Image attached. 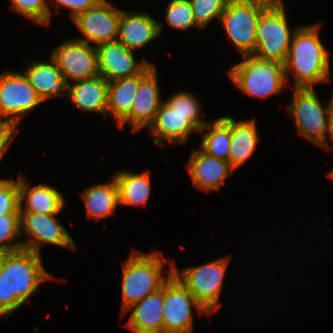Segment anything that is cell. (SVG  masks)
<instances>
[{"label":"cell","mask_w":333,"mask_h":333,"mask_svg":"<svg viewBox=\"0 0 333 333\" xmlns=\"http://www.w3.org/2000/svg\"><path fill=\"white\" fill-rule=\"evenodd\" d=\"M40 253L27 249L3 253L0 275V317L28 301L42 282L55 280L43 267Z\"/></svg>","instance_id":"obj_1"},{"label":"cell","mask_w":333,"mask_h":333,"mask_svg":"<svg viewBox=\"0 0 333 333\" xmlns=\"http://www.w3.org/2000/svg\"><path fill=\"white\" fill-rule=\"evenodd\" d=\"M319 28L316 23L300 26L295 31L284 62L287 84L290 71L293 74V88H314L318 83L331 80L330 55L320 40Z\"/></svg>","instance_id":"obj_2"},{"label":"cell","mask_w":333,"mask_h":333,"mask_svg":"<svg viewBox=\"0 0 333 333\" xmlns=\"http://www.w3.org/2000/svg\"><path fill=\"white\" fill-rule=\"evenodd\" d=\"M164 263L161 251H154L153 253L132 251L122 269L121 315L131 305L163 287L174 270V261L169 262L168 276H163Z\"/></svg>","instance_id":"obj_3"},{"label":"cell","mask_w":333,"mask_h":333,"mask_svg":"<svg viewBox=\"0 0 333 333\" xmlns=\"http://www.w3.org/2000/svg\"><path fill=\"white\" fill-rule=\"evenodd\" d=\"M242 57L243 61L228 71L230 79L242 93L266 99L287 86L283 63L259 59L253 54Z\"/></svg>","instance_id":"obj_4"},{"label":"cell","mask_w":333,"mask_h":333,"mask_svg":"<svg viewBox=\"0 0 333 333\" xmlns=\"http://www.w3.org/2000/svg\"><path fill=\"white\" fill-rule=\"evenodd\" d=\"M284 5H268L261 13L256 28V51L263 60L285 62L295 30H290Z\"/></svg>","instance_id":"obj_5"},{"label":"cell","mask_w":333,"mask_h":333,"mask_svg":"<svg viewBox=\"0 0 333 333\" xmlns=\"http://www.w3.org/2000/svg\"><path fill=\"white\" fill-rule=\"evenodd\" d=\"M315 88H293L292 101L287 110L294 119L299 135L326 150H330L327 137L328 104L322 103L314 92Z\"/></svg>","instance_id":"obj_6"},{"label":"cell","mask_w":333,"mask_h":333,"mask_svg":"<svg viewBox=\"0 0 333 333\" xmlns=\"http://www.w3.org/2000/svg\"><path fill=\"white\" fill-rule=\"evenodd\" d=\"M230 257L188 267L179 271L174 263L173 273L187 287L194 298L210 314L220 307V293Z\"/></svg>","instance_id":"obj_7"},{"label":"cell","mask_w":333,"mask_h":333,"mask_svg":"<svg viewBox=\"0 0 333 333\" xmlns=\"http://www.w3.org/2000/svg\"><path fill=\"white\" fill-rule=\"evenodd\" d=\"M268 5L257 0H229L220 22L232 43L243 55L256 51V28L260 13Z\"/></svg>","instance_id":"obj_8"},{"label":"cell","mask_w":333,"mask_h":333,"mask_svg":"<svg viewBox=\"0 0 333 333\" xmlns=\"http://www.w3.org/2000/svg\"><path fill=\"white\" fill-rule=\"evenodd\" d=\"M193 308L209 316L187 287L173 273L164 283V333H192Z\"/></svg>","instance_id":"obj_9"},{"label":"cell","mask_w":333,"mask_h":333,"mask_svg":"<svg viewBox=\"0 0 333 333\" xmlns=\"http://www.w3.org/2000/svg\"><path fill=\"white\" fill-rule=\"evenodd\" d=\"M43 103L24 73L11 70L0 74V123L18 126L29 111Z\"/></svg>","instance_id":"obj_10"},{"label":"cell","mask_w":333,"mask_h":333,"mask_svg":"<svg viewBox=\"0 0 333 333\" xmlns=\"http://www.w3.org/2000/svg\"><path fill=\"white\" fill-rule=\"evenodd\" d=\"M67 83L94 78L99 74L96 47L75 38L65 39L50 53Z\"/></svg>","instance_id":"obj_11"},{"label":"cell","mask_w":333,"mask_h":333,"mask_svg":"<svg viewBox=\"0 0 333 333\" xmlns=\"http://www.w3.org/2000/svg\"><path fill=\"white\" fill-rule=\"evenodd\" d=\"M58 214L46 215L42 213L20 212L21 235H29L28 240H22L23 249L40 253L45 243L58 247L75 250V243L68 231L56 219Z\"/></svg>","instance_id":"obj_12"},{"label":"cell","mask_w":333,"mask_h":333,"mask_svg":"<svg viewBox=\"0 0 333 333\" xmlns=\"http://www.w3.org/2000/svg\"><path fill=\"white\" fill-rule=\"evenodd\" d=\"M122 10L110 3H97L72 20L84 38H75L85 43L100 44L116 41Z\"/></svg>","instance_id":"obj_13"},{"label":"cell","mask_w":333,"mask_h":333,"mask_svg":"<svg viewBox=\"0 0 333 333\" xmlns=\"http://www.w3.org/2000/svg\"><path fill=\"white\" fill-rule=\"evenodd\" d=\"M159 96L157 69L151 63L139 74V86L130 114L118 126L123 128L128 123L134 132L148 128L163 102Z\"/></svg>","instance_id":"obj_14"},{"label":"cell","mask_w":333,"mask_h":333,"mask_svg":"<svg viewBox=\"0 0 333 333\" xmlns=\"http://www.w3.org/2000/svg\"><path fill=\"white\" fill-rule=\"evenodd\" d=\"M99 74L108 82L141 74L151 63L138 62L134 52L118 40L96 47Z\"/></svg>","instance_id":"obj_15"},{"label":"cell","mask_w":333,"mask_h":333,"mask_svg":"<svg viewBox=\"0 0 333 333\" xmlns=\"http://www.w3.org/2000/svg\"><path fill=\"white\" fill-rule=\"evenodd\" d=\"M186 168L192 185L206 192L219 191L230 173L234 170L230 163L211 156L200 149H192Z\"/></svg>","instance_id":"obj_16"},{"label":"cell","mask_w":333,"mask_h":333,"mask_svg":"<svg viewBox=\"0 0 333 333\" xmlns=\"http://www.w3.org/2000/svg\"><path fill=\"white\" fill-rule=\"evenodd\" d=\"M163 23L145 12L121 11L117 40L126 48L136 51L147 46L162 33Z\"/></svg>","instance_id":"obj_17"},{"label":"cell","mask_w":333,"mask_h":333,"mask_svg":"<svg viewBox=\"0 0 333 333\" xmlns=\"http://www.w3.org/2000/svg\"><path fill=\"white\" fill-rule=\"evenodd\" d=\"M163 305L164 285L131 305L122 316L132 310L127 327L134 333H164Z\"/></svg>","instance_id":"obj_18"},{"label":"cell","mask_w":333,"mask_h":333,"mask_svg":"<svg viewBox=\"0 0 333 333\" xmlns=\"http://www.w3.org/2000/svg\"><path fill=\"white\" fill-rule=\"evenodd\" d=\"M148 129L153 134L155 145L186 144L189 135L198 131L186 121V117L174 111L167 102H162Z\"/></svg>","instance_id":"obj_19"},{"label":"cell","mask_w":333,"mask_h":333,"mask_svg":"<svg viewBox=\"0 0 333 333\" xmlns=\"http://www.w3.org/2000/svg\"><path fill=\"white\" fill-rule=\"evenodd\" d=\"M26 178L19 174L20 212L42 213L46 215L59 214L65 199L61 192L48 184L30 187ZM25 201V203H23ZM25 204V205H23Z\"/></svg>","instance_id":"obj_20"},{"label":"cell","mask_w":333,"mask_h":333,"mask_svg":"<svg viewBox=\"0 0 333 333\" xmlns=\"http://www.w3.org/2000/svg\"><path fill=\"white\" fill-rule=\"evenodd\" d=\"M50 63L32 60L24 75L34 91L43 102L58 95L68 93V83L55 61L49 57Z\"/></svg>","instance_id":"obj_21"},{"label":"cell","mask_w":333,"mask_h":333,"mask_svg":"<svg viewBox=\"0 0 333 333\" xmlns=\"http://www.w3.org/2000/svg\"><path fill=\"white\" fill-rule=\"evenodd\" d=\"M68 100L81 111L107 116L108 81L101 75L68 84Z\"/></svg>","instance_id":"obj_22"},{"label":"cell","mask_w":333,"mask_h":333,"mask_svg":"<svg viewBox=\"0 0 333 333\" xmlns=\"http://www.w3.org/2000/svg\"><path fill=\"white\" fill-rule=\"evenodd\" d=\"M111 182L98 183L86 188L81 194L86 215L89 219L99 221L113 216L117 206H119L118 185L113 177Z\"/></svg>","instance_id":"obj_23"},{"label":"cell","mask_w":333,"mask_h":333,"mask_svg":"<svg viewBox=\"0 0 333 333\" xmlns=\"http://www.w3.org/2000/svg\"><path fill=\"white\" fill-rule=\"evenodd\" d=\"M231 143L229 163L235 170L254 153L259 135L255 119L237 121L230 116Z\"/></svg>","instance_id":"obj_24"},{"label":"cell","mask_w":333,"mask_h":333,"mask_svg":"<svg viewBox=\"0 0 333 333\" xmlns=\"http://www.w3.org/2000/svg\"><path fill=\"white\" fill-rule=\"evenodd\" d=\"M149 171L132 173L122 171L115 178L119 190V204L145 207L150 199L151 178Z\"/></svg>","instance_id":"obj_25"},{"label":"cell","mask_w":333,"mask_h":333,"mask_svg":"<svg viewBox=\"0 0 333 333\" xmlns=\"http://www.w3.org/2000/svg\"><path fill=\"white\" fill-rule=\"evenodd\" d=\"M139 86V74L108 82L107 115L119 125L129 114Z\"/></svg>","instance_id":"obj_26"},{"label":"cell","mask_w":333,"mask_h":333,"mask_svg":"<svg viewBox=\"0 0 333 333\" xmlns=\"http://www.w3.org/2000/svg\"><path fill=\"white\" fill-rule=\"evenodd\" d=\"M204 132L200 148L207 154L229 162L231 128L230 116L219 117L199 131Z\"/></svg>","instance_id":"obj_27"},{"label":"cell","mask_w":333,"mask_h":333,"mask_svg":"<svg viewBox=\"0 0 333 333\" xmlns=\"http://www.w3.org/2000/svg\"><path fill=\"white\" fill-rule=\"evenodd\" d=\"M166 102L174 111L186 117V121L198 132L206 125L204 119L200 120L201 104L195 95L182 91L171 96Z\"/></svg>","instance_id":"obj_28"},{"label":"cell","mask_w":333,"mask_h":333,"mask_svg":"<svg viewBox=\"0 0 333 333\" xmlns=\"http://www.w3.org/2000/svg\"><path fill=\"white\" fill-rule=\"evenodd\" d=\"M165 11V21L174 29L184 31L196 26L189 0H170Z\"/></svg>","instance_id":"obj_29"},{"label":"cell","mask_w":333,"mask_h":333,"mask_svg":"<svg viewBox=\"0 0 333 333\" xmlns=\"http://www.w3.org/2000/svg\"><path fill=\"white\" fill-rule=\"evenodd\" d=\"M21 236L20 214H6L0 218V253L23 249L22 242L14 243Z\"/></svg>","instance_id":"obj_30"},{"label":"cell","mask_w":333,"mask_h":333,"mask_svg":"<svg viewBox=\"0 0 333 333\" xmlns=\"http://www.w3.org/2000/svg\"><path fill=\"white\" fill-rule=\"evenodd\" d=\"M229 0H189L196 22V27L206 28L217 18L220 20Z\"/></svg>","instance_id":"obj_31"},{"label":"cell","mask_w":333,"mask_h":333,"mask_svg":"<svg viewBox=\"0 0 333 333\" xmlns=\"http://www.w3.org/2000/svg\"><path fill=\"white\" fill-rule=\"evenodd\" d=\"M48 0H12L11 9L25 16L35 23L50 25L52 11L48 7Z\"/></svg>","instance_id":"obj_32"},{"label":"cell","mask_w":333,"mask_h":333,"mask_svg":"<svg viewBox=\"0 0 333 333\" xmlns=\"http://www.w3.org/2000/svg\"><path fill=\"white\" fill-rule=\"evenodd\" d=\"M6 214H20L19 178L0 179V218Z\"/></svg>","instance_id":"obj_33"},{"label":"cell","mask_w":333,"mask_h":333,"mask_svg":"<svg viewBox=\"0 0 333 333\" xmlns=\"http://www.w3.org/2000/svg\"><path fill=\"white\" fill-rule=\"evenodd\" d=\"M57 5V8L60 6L70 9V19L73 20L80 13L85 12L91 7L95 6L98 2L96 0H50Z\"/></svg>","instance_id":"obj_34"},{"label":"cell","mask_w":333,"mask_h":333,"mask_svg":"<svg viewBox=\"0 0 333 333\" xmlns=\"http://www.w3.org/2000/svg\"><path fill=\"white\" fill-rule=\"evenodd\" d=\"M17 132L16 125L11 123H0V162L13 142Z\"/></svg>","instance_id":"obj_35"},{"label":"cell","mask_w":333,"mask_h":333,"mask_svg":"<svg viewBox=\"0 0 333 333\" xmlns=\"http://www.w3.org/2000/svg\"><path fill=\"white\" fill-rule=\"evenodd\" d=\"M327 133H329L330 138L333 141V97L329 101Z\"/></svg>","instance_id":"obj_36"},{"label":"cell","mask_w":333,"mask_h":333,"mask_svg":"<svg viewBox=\"0 0 333 333\" xmlns=\"http://www.w3.org/2000/svg\"><path fill=\"white\" fill-rule=\"evenodd\" d=\"M267 5H284L283 0H257Z\"/></svg>","instance_id":"obj_37"},{"label":"cell","mask_w":333,"mask_h":333,"mask_svg":"<svg viewBox=\"0 0 333 333\" xmlns=\"http://www.w3.org/2000/svg\"><path fill=\"white\" fill-rule=\"evenodd\" d=\"M2 265H3V253H0V275L2 271Z\"/></svg>","instance_id":"obj_38"},{"label":"cell","mask_w":333,"mask_h":333,"mask_svg":"<svg viewBox=\"0 0 333 333\" xmlns=\"http://www.w3.org/2000/svg\"><path fill=\"white\" fill-rule=\"evenodd\" d=\"M98 3H109L107 0H96Z\"/></svg>","instance_id":"obj_39"},{"label":"cell","mask_w":333,"mask_h":333,"mask_svg":"<svg viewBox=\"0 0 333 333\" xmlns=\"http://www.w3.org/2000/svg\"><path fill=\"white\" fill-rule=\"evenodd\" d=\"M328 175H329V177H331L333 179V169Z\"/></svg>","instance_id":"obj_40"}]
</instances>
